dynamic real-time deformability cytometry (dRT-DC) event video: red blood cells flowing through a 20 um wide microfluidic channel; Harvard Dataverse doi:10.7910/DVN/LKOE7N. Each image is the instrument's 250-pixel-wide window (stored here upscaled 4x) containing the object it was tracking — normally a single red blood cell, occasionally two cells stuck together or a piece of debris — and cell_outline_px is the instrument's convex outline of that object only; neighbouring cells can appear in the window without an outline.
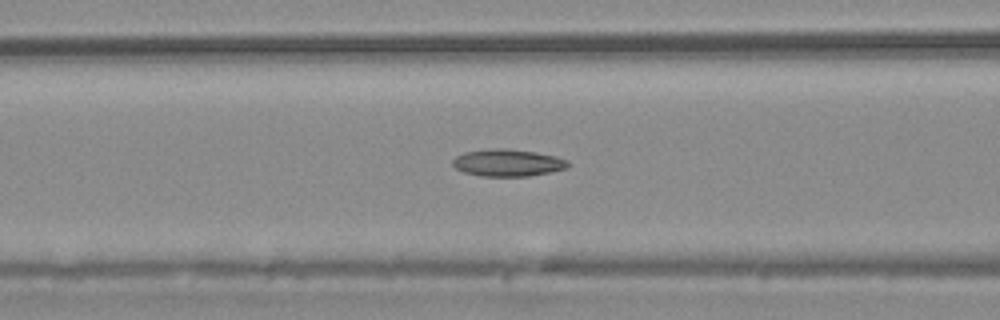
{"species": "common noctule bat (a hibernating species)", "species_latin": "Nyctalus noctula", "temperature_condition": "warm", "stored_images_in_passage": 46, "camera_frame_rate_fps": 3000, "um_per_image_px": 0.085, "animal": {"sex": "male", "body_mass_g": 20.4}, "frame": {"image": 1, "passage_image": 14, "time_ms": 4.333, "image_size_px": [1000, 320], "cell_outline_px": [[572, 164], [568, 168], [528, 176], [480, 176], [464, 172], [456, 168], [452, 164], [452, 160], [456, 156], [464, 152], [496, 148], [508, 148], [536, 152], [556, 156], [568, 160]], "centroid_in_image_um": [43.18, 13.83], "position_along_channel_um": 123.4, "area_um2": 18.32}}
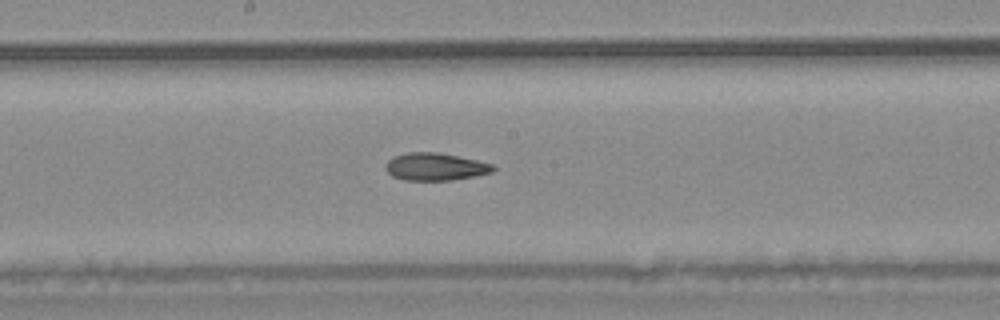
{"frame": {"image": 2, "passage_image": 21, "time_ms": 6.667, "image_size_px": [1000, 320], "cell_outline_px": [[496, 168], [492, 172], [476, 176], [452, 180], [404, 180], [392, 176], [384, 168], [384, 164], [388, 160], [396, 156], [408, 152], [440, 152], [476, 160], [492, 164]], "centroid_in_image_um": [36.99, 14.17], "position_along_channel_um": 211.2, "area_um2": 17.28}}
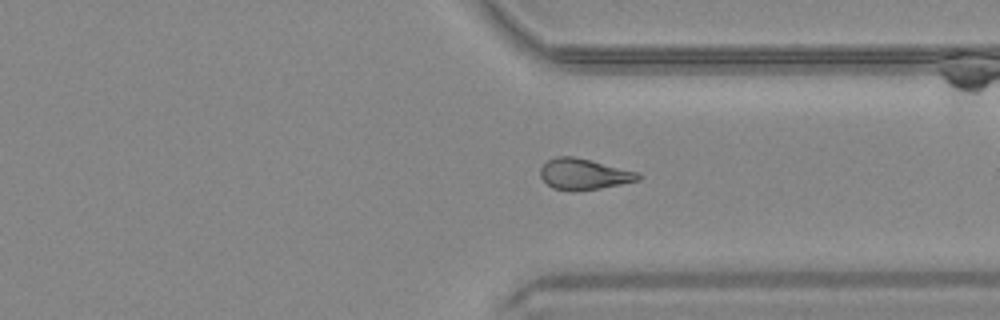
{"frame": {"image": 3, "passage_image": 33, "time_ms": 10.667, "image_size_px": [1000, 320], "cell_outline_px": [[640, 180], [600, 188], [576, 192], [572, 192], [552, 188], [540, 176], [540, 168], [548, 160], [556, 156], [572, 156], [592, 160], [640, 172]], "centroid_in_image_um": [49.63, 14.8], "position_along_channel_um": 361.8, "area_um2": 17.86}}